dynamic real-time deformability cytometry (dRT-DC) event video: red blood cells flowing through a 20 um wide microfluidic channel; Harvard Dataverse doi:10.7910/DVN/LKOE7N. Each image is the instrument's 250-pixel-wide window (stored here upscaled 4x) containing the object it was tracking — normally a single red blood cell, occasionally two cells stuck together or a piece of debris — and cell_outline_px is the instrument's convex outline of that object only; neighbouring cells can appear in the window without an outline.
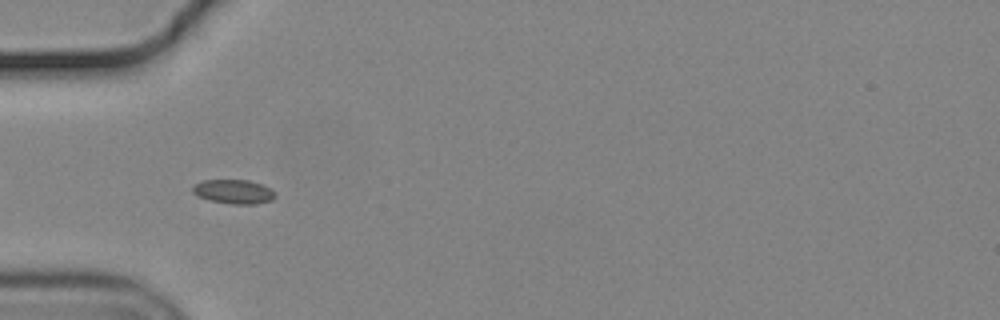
{"species": "common noctule bat (a hibernating species)", "species_latin": "Nyctalus noctula", "temperature_condition": "cold", "stored_images_in_passage": 7, "camera_frame_rate_fps": 3000, "um_per_image_px": 0.085, "animal": {"sex": "male", "body_mass_g": 19.2, "forearm_length_mm": 51.8}, "frame": {"image": 1, "passage_image": 4, "time_ms": 1.0, "image_size_px": [1000, 320], "cell_outline_px": [[276, 196], [272, 200], [256, 204], [232, 204], [212, 200], [196, 196], [192, 192], [192, 184], [204, 180], [248, 180], [260, 184], [268, 188]], "centroid_in_image_um": [19.8, 16.29], "position_along_channel_um": 65.2, "area_um2": 11.5}}